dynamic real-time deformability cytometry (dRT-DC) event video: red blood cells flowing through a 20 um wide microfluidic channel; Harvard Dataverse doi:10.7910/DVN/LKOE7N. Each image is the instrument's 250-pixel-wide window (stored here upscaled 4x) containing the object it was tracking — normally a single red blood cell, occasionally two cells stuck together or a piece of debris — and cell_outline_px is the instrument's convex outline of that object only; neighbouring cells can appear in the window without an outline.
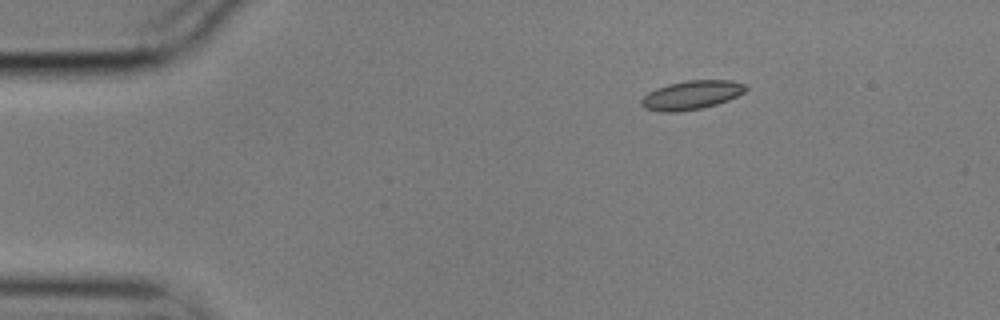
{"species": "common noctule bat (a hibernating species)", "species_latin": "Nyctalus noctula", "temperature_condition": "cold", "stored_images_in_passage": 13, "camera_frame_rate_fps": 3000, "um_per_image_px": 0.085, "animal": {"sex": "male", "body_mass_g": 17.9}, "frame": {"image": 1, "passage_image": 1, "time_ms": 0.0, "image_size_px": [1000, 320], "cell_outline_px": [[748, 88], [744, 92], [728, 100], [716, 104], [700, 108], [676, 112], [660, 112], [644, 108], [640, 104], [640, 100], [648, 92], [656, 88], [668, 84], [688, 80], [732, 80], [744, 84]], "centroid_in_image_um": [58.75, 8.08], "position_along_channel_um": 26.3, "area_um2": 17.51}}
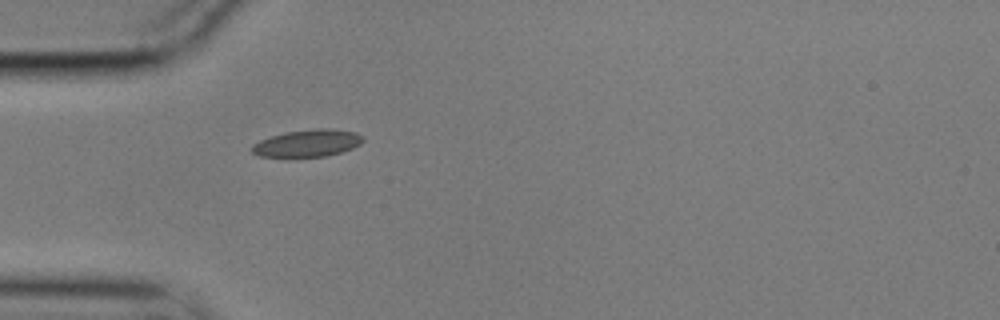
{"frame": {"image": 2, "passage_image": 9, "time_ms": 2.667, "image_size_px": [1000, 320], "cell_outline_px": [[364, 140], [360, 144], [352, 148], [328, 156], [260, 156], [252, 152], [252, 144], [260, 140], [272, 136], [288, 132], [316, 128], [328, 128], [356, 132], [364, 136]], "centroid_in_image_um": [26.18, 12.16], "position_along_channel_um": 58.8, "area_um2": 17.34}}
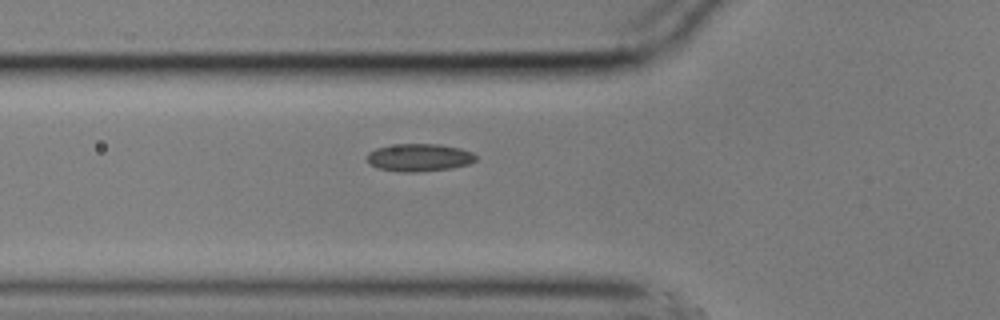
{"frame": {"image": 3, "passage_image": 12, "time_ms": 3.667, "image_size_px": [1000, 320], "cell_outline_px": [[476, 160], [468, 164], [452, 168], [416, 172], [400, 172], [376, 168], [368, 164], [368, 152], [376, 148], [396, 144], [440, 144], [460, 148], [472, 152], [476, 156]], "centroid_in_image_um": [35.61, 13.39], "position_along_channel_um": 90.2, "area_um2": 17.63}}